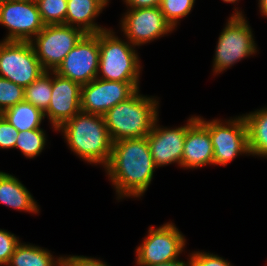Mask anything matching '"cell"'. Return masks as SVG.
<instances>
[{"label": "cell", "instance_id": "6da1fadb", "mask_svg": "<svg viewBox=\"0 0 267 266\" xmlns=\"http://www.w3.org/2000/svg\"><path fill=\"white\" fill-rule=\"evenodd\" d=\"M156 168L147 137H143L113 142L111 157L104 169L119 200L143 196Z\"/></svg>", "mask_w": 267, "mask_h": 266}, {"label": "cell", "instance_id": "7a4b0ae2", "mask_svg": "<svg viewBox=\"0 0 267 266\" xmlns=\"http://www.w3.org/2000/svg\"><path fill=\"white\" fill-rule=\"evenodd\" d=\"M56 131L63 133L71 151L90 164L109 163L113 141L104 117L80 111Z\"/></svg>", "mask_w": 267, "mask_h": 266}, {"label": "cell", "instance_id": "3957f363", "mask_svg": "<svg viewBox=\"0 0 267 266\" xmlns=\"http://www.w3.org/2000/svg\"><path fill=\"white\" fill-rule=\"evenodd\" d=\"M116 104L104 115L105 125L113 142L146 137L158 118L157 99L139 94Z\"/></svg>", "mask_w": 267, "mask_h": 266}, {"label": "cell", "instance_id": "277c9868", "mask_svg": "<svg viewBox=\"0 0 267 266\" xmlns=\"http://www.w3.org/2000/svg\"><path fill=\"white\" fill-rule=\"evenodd\" d=\"M99 48L97 78L107 81L140 82V59L135 46L128 40L119 39L113 30L105 29L99 32Z\"/></svg>", "mask_w": 267, "mask_h": 266}, {"label": "cell", "instance_id": "5b68a950", "mask_svg": "<svg viewBox=\"0 0 267 266\" xmlns=\"http://www.w3.org/2000/svg\"><path fill=\"white\" fill-rule=\"evenodd\" d=\"M235 13L226 22V25L216 45L213 59V73L219 74L232 67L236 62L257 52L252 29L242 11L235 8Z\"/></svg>", "mask_w": 267, "mask_h": 266}, {"label": "cell", "instance_id": "8992f818", "mask_svg": "<svg viewBox=\"0 0 267 266\" xmlns=\"http://www.w3.org/2000/svg\"><path fill=\"white\" fill-rule=\"evenodd\" d=\"M197 119L209 130L213 145V165L226 166L242 154L250 155L248 129L244 116L222 122L220 119Z\"/></svg>", "mask_w": 267, "mask_h": 266}, {"label": "cell", "instance_id": "52a82bcc", "mask_svg": "<svg viewBox=\"0 0 267 266\" xmlns=\"http://www.w3.org/2000/svg\"><path fill=\"white\" fill-rule=\"evenodd\" d=\"M85 34L82 29L74 26L45 25L30 43L42 68L45 71H55Z\"/></svg>", "mask_w": 267, "mask_h": 266}, {"label": "cell", "instance_id": "ba28073f", "mask_svg": "<svg viewBox=\"0 0 267 266\" xmlns=\"http://www.w3.org/2000/svg\"><path fill=\"white\" fill-rule=\"evenodd\" d=\"M43 72L30 42H0V77L25 88Z\"/></svg>", "mask_w": 267, "mask_h": 266}, {"label": "cell", "instance_id": "9c48e42d", "mask_svg": "<svg viewBox=\"0 0 267 266\" xmlns=\"http://www.w3.org/2000/svg\"><path fill=\"white\" fill-rule=\"evenodd\" d=\"M186 239L174 223H165L158 228L150 227L148 235L136 249L138 266H153L177 260L183 252Z\"/></svg>", "mask_w": 267, "mask_h": 266}, {"label": "cell", "instance_id": "30bf717a", "mask_svg": "<svg viewBox=\"0 0 267 266\" xmlns=\"http://www.w3.org/2000/svg\"><path fill=\"white\" fill-rule=\"evenodd\" d=\"M0 24L9 30L4 41L30 42L45 26L35 0H0Z\"/></svg>", "mask_w": 267, "mask_h": 266}, {"label": "cell", "instance_id": "8fae6325", "mask_svg": "<svg viewBox=\"0 0 267 266\" xmlns=\"http://www.w3.org/2000/svg\"><path fill=\"white\" fill-rule=\"evenodd\" d=\"M99 59V32L86 33L54 72L84 85L97 78Z\"/></svg>", "mask_w": 267, "mask_h": 266}, {"label": "cell", "instance_id": "7c38bea8", "mask_svg": "<svg viewBox=\"0 0 267 266\" xmlns=\"http://www.w3.org/2000/svg\"><path fill=\"white\" fill-rule=\"evenodd\" d=\"M139 90V82L107 81L95 78L81 85V111L103 116L116 104L133 96Z\"/></svg>", "mask_w": 267, "mask_h": 266}, {"label": "cell", "instance_id": "4fadbf2b", "mask_svg": "<svg viewBox=\"0 0 267 266\" xmlns=\"http://www.w3.org/2000/svg\"><path fill=\"white\" fill-rule=\"evenodd\" d=\"M122 18V32L135 47L159 39L174 30L165 20L160 7L128 9Z\"/></svg>", "mask_w": 267, "mask_h": 266}, {"label": "cell", "instance_id": "5bb4252c", "mask_svg": "<svg viewBox=\"0 0 267 266\" xmlns=\"http://www.w3.org/2000/svg\"><path fill=\"white\" fill-rule=\"evenodd\" d=\"M158 120H155L151 132L146 136L154 164L157 168L172 163L181 167L186 132L197 120V116H191L186 125L175 129L162 128L157 125Z\"/></svg>", "mask_w": 267, "mask_h": 266}, {"label": "cell", "instance_id": "9a60e30c", "mask_svg": "<svg viewBox=\"0 0 267 266\" xmlns=\"http://www.w3.org/2000/svg\"><path fill=\"white\" fill-rule=\"evenodd\" d=\"M52 95L44 116L54 130L81 111V85L52 71Z\"/></svg>", "mask_w": 267, "mask_h": 266}, {"label": "cell", "instance_id": "2e32d148", "mask_svg": "<svg viewBox=\"0 0 267 266\" xmlns=\"http://www.w3.org/2000/svg\"><path fill=\"white\" fill-rule=\"evenodd\" d=\"M209 164L213 165L210 132L197 119L186 132L181 167L197 169Z\"/></svg>", "mask_w": 267, "mask_h": 266}, {"label": "cell", "instance_id": "e0dca14e", "mask_svg": "<svg viewBox=\"0 0 267 266\" xmlns=\"http://www.w3.org/2000/svg\"><path fill=\"white\" fill-rule=\"evenodd\" d=\"M108 5L104 0H67L65 25L82 29L85 33H98L103 28L94 22Z\"/></svg>", "mask_w": 267, "mask_h": 266}, {"label": "cell", "instance_id": "ac0fdd59", "mask_svg": "<svg viewBox=\"0 0 267 266\" xmlns=\"http://www.w3.org/2000/svg\"><path fill=\"white\" fill-rule=\"evenodd\" d=\"M0 203L24 212L38 214L39 205L15 176L0 171Z\"/></svg>", "mask_w": 267, "mask_h": 266}, {"label": "cell", "instance_id": "d6986e66", "mask_svg": "<svg viewBox=\"0 0 267 266\" xmlns=\"http://www.w3.org/2000/svg\"><path fill=\"white\" fill-rule=\"evenodd\" d=\"M6 266H64V257L54 258L47 249L20 242Z\"/></svg>", "mask_w": 267, "mask_h": 266}, {"label": "cell", "instance_id": "ffe728a7", "mask_svg": "<svg viewBox=\"0 0 267 266\" xmlns=\"http://www.w3.org/2000/svg\"><path fill=\"white\" fill-rule=\"evenodd\" d=\"M250 155L267 158V108L244 115Z\"/></svg>", "mask_w": 267, "mask_h": 266}, {"label": "cell", "instance_id": "44dd1931", "mask_svg": "<svg viewBox=\"0 0 267 266\" xmlns=\"http://www.w3.org/2000/svg\"><path fill=\"white\" fill-rule=\"evenodd\" d=\"M2 115L19 132L40 128L41 122L45 118L40 109L25 100L6 109Z\"/></svg>", "mask_w": 267, "mask_h": 266}, {"label": "cell", "instance_id": "7402d4cb", "mask_svg": "<svg viewBox=\"0 0 267 266\" xmlns=\"http://www.w3.org/2000/svg\"><path fill=\"white\" fill-rule=\"evenodd\" d=\"M52 72H43L34 82L24 88V100L45 113L52 95Z\"/></svg>", "mask_w": 267, "mask_h": 266}, {"label": "cell", "instance_id": "603a6c76", "mask_svg": "<svg viewBox=\"0 0 267 266\" xmlns=\"http://www.w3.org/2000/svg\"><path fill=\"white\" fill-rule=\"evenodd\" d=\"M46 145V134L42 128L19 132L15 148H18L26 158H35L41 154Z\"/></svg>", "mask_w": 267, "mask_h": 266}, {"label": "cell", "instance_id": "cb8c5ba5", "mask_svg": "<svg viewBox=\"0 0 267 266\" xmlns=\"http://www.w3.org/2000/svg\"><path fill=\"white\" fill-rule=\"evenodd\" d=\"M35 2L45 25H65L67 0H35Z\"/></svg>", "mask_w": 267, "mask_h": 266}, {"label": "cell", "instance_id": "d4e9b609", "mask_svg": "<svg viewBox=\"0 0 267 266\" xmlns=\"http://www.w3.org/2000/svg\"><path fill=\"white\" fill-rule=\"evenodd\" d=\"M194 3L195 0H161L160 8L165 20L175 29L180 19L192 11Z\"/></svg>", "mask_w": 267, "mask_h": 266}, {"label": "cell", "instance_id": "484cf974", "mask_svg": "<svg viewBox=\"0 0 267 266\" xmlns=\"http://www.w3.org/2000/svg\"><path fill=\"white\" fill-rule=\"evenodd\" d=\"M24 100V87L0 77V114Z\"/></svg>", "mask_w": 267, "mask_h": 266}, {"label": "cell", "instance_id": "4316f807", "mask_svg": "<svg viewBox=\"0 0 267 266\" xmlns=\"http://www.w3.org/2000/svg\"><path fill=\"white\" fill-rule=\"evenodd\" d=\"M20 243L19 238L7 230L0 229V266H6Z\"/></svg>", "mask_w": 267, "mask_h": 266}, {"label": "cell", "instance_id": "83f0119b", "mask_svg": "<svg viewBox=\"0 0 267 266\" xmlns=\"http://www.w3.org/2000/svg\"><path fill=\"white\" fill-rule=\"evenodd\" d=\"M19 131L0 114V149L15 148Z\"/></svg>", "mask_w": 267, "mask_h": 266}, {"label": "cell", "instance_id": "f1b7e54d", "mask_svg": "<svg viewBox=\"0 0 267 266\" xmlns=\"http://www.w3.org/2000/svg\"><path fill=\"white\" fill-rule=\"evenodd\" d=\"M189 257L192 266H232L222 257L207 252H192Z\"/></svg>", "mask_w": 267, "mask_h": 266}, {"label": "cell", "instance_id": "f546056e", "mask_svg": "<svg viewBox=\"0 0 267 266\" xmlns=\"http://www.w3.org/2000/svg\"><path fill=\"white\" fill-rule=\"evenodd\" d=\"M64 266H109L103 263L100 259L86 256H71L64 257Z\"/></svg>", "mask_w": 267, "mask_h": 266}, {"label": "cell", "instance_id": "4dcf8cb0", "mask_svg": "<svg viewBox=\"0 0 267 266\" xmlns=\"http://www.w3.org/2000/svg\"><path fill=\"white\" fill-rule=\"evenodd\" d=\"M129 9L160 7L161 0H123Z\"/></svg>", "mask_w": 267, "mask_h": 266}, {"label": "cell", "instance_id": "1f68e13d", "mask_svg": "<svg viewBox=\"0 0 267 266\" xmlns=\"http://www.w3.org/2000/svg\"><path fill=\"white\" fill-rule=\"evenodd\" d=\"M153 266H192V264H191V260L189 257L187 262L177 259V260H172V261L165 262V263L155 264Z\"/></svg>", "mask_w": 267, "mask_h": 266}, {"label": "cell", "instance_id": "d6a6232c", "mask_svg": "<svg viewBox=\"0 0 267 266\" xmlns=\"http://www.w3.org/2000/svg\"><path fill=\"white\" fill-rule=\"evenodd\" d=\"M258 4L261 15L267 18V0H259Z\"/></svg>", "mask_w": 267, "mask_h": 266}, {"label": "cell", "instance_id": "836d02e7", "mask_svg": "<svg viewBox=\"0 0 267 266\" xmlns=\"http://www.w3.org/2000/svg\"><path fill=\"white\" fill-rule=\"evenodd\" d=\"M223 1L227 3H236L237 1H240V0H223Z\"/></svg>", "mask_w": 267, "mask_h": 266}]
</instances>
